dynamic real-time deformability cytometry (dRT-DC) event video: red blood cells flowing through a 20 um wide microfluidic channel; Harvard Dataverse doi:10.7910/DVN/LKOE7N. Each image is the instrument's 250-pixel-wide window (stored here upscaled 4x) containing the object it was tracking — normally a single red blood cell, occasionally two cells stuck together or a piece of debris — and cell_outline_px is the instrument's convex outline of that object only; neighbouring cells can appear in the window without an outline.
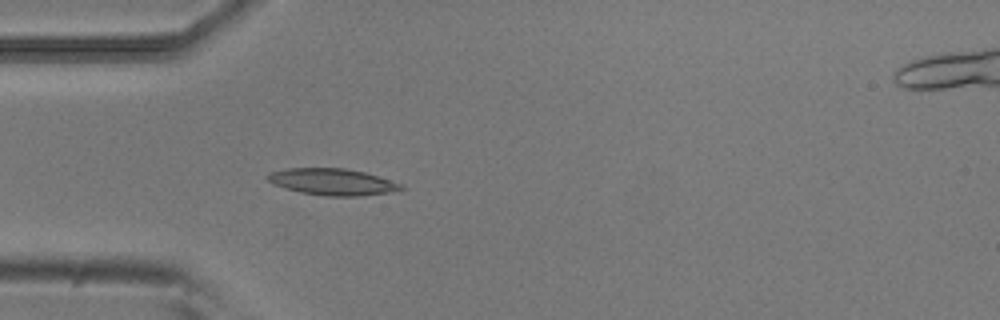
{"species": "common noctule bat (a hibernating species)", "species_latin": "Nyctalus noctula", "temperature_condition": "room temperature", "stored_images_in_passage": 52, "camera_frame_rate_fps": 3000, "um_per_image_px": 0.085, "animal": {"sex": "male", "body_mass_g": 20.5, "forearm_length_mm": 52.5}, "frame": {"image": 1, "passage_image": 15, "time_ms": 4.667, "image_size_px": [1000, 320], "cell_outline_px": [[404, 188], [388, 192], [356, 196], [324, 196], [300, 192], [276, 184], [268, 180], [264, 176], [268, 172], [284, 168], [344, 168], [364, 172], [404, 184]], "centroid_in_image_um": [28.23, 15.44], "position_along_channel_um": 56.8, "area_um2": 20.52}}
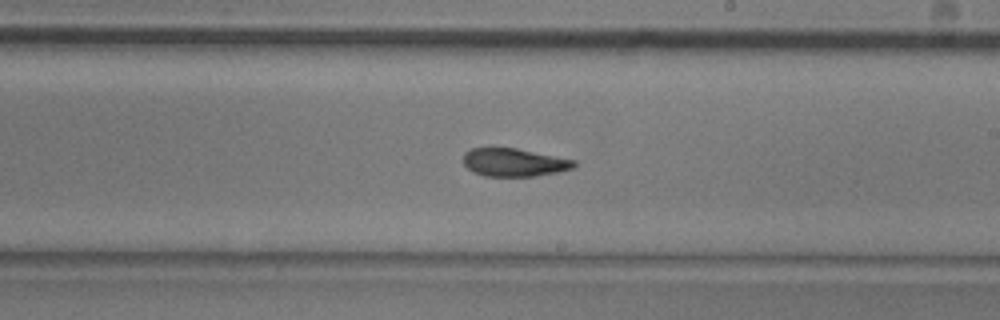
{"frame": {"image": 2, "passage_image": 30, "time_ms": 9.667, "image_size_px": [1000, 320], "cell_outline_px": [[576, 164], [572, 168], [556, 172], [536, 176], [484, 176], [472, 172], [464, 164], [464, 152], [472, 148], [516, 148], [576, 160]], "centroid_in_image_um": [43.68, 13.8], "position_along_channel_um": 245.3, "area_um2": 18.03}}
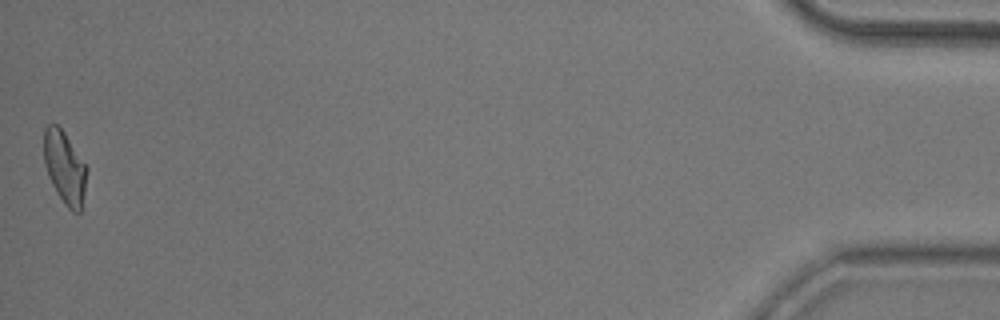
{"frame": {"image": 3, "passage_image": 52, "time_ms": 17.0, "image_size_px": [1000, 320], "cell_outline_px": [[88, 168], [84, 192], [80, 212], [72, 212], [64, 204], [56, 192], [48, 176], [44, 164], [44, 128], [48, 124], [56, 124], [64, 132]], "centroid_in_image_um": [5.49, 14.24], "position_along_channel_um": 429.7, "area_um2": 18.09}, "authors_computed_cell_mechanics": {"area_um2": 18.9006, "velocity_mm_per_s": 3.8363, "shape_relaxation_time_tau1_ms": 8.8964, "shape_relaxation_time_tau2_ms": 3.2776, "deformation_change_tau1": 0.2184, "deformation_change_tau2": 0.1131}}